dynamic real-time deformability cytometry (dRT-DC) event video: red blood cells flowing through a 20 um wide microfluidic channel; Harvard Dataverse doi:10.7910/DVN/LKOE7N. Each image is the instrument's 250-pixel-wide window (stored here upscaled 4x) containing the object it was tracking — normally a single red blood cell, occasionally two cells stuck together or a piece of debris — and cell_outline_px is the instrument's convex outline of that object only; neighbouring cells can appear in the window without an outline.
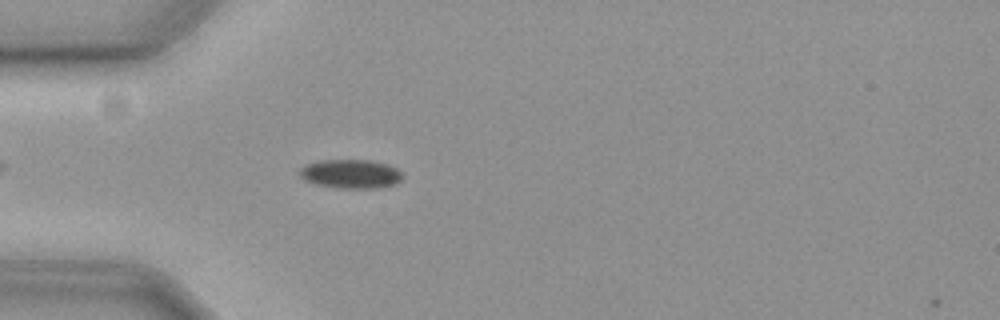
{"species": "common noctule bat (a hibernating species)", "species_latin": "Nyctalus noctula", "temperature_condition": "cold", "stored_images_in_passage": 48, "camera_frame_rate_fps": 3000, "um_per_image_px": 0.085, "animal": {"sex": "female", "body_mass_g": 19.3, "forearm_length_mm": 54.1}, "frame": {"image": 1, "passage_image": 8, "time_ms": 2.333, "image_size_px": [1000, 320], "cell_outline_px": [[404, 176], [396, 184], [376, 188], [340, 188], [316, 184], [304, 180], [296, 172], [304, 164], [316, 160], [368, 160], [388, 164], [396, 168]], "centroid_in_image_um": [29.76, 14.77], "position_along_channel_um": 55.2, "area_um2": 17.57}}
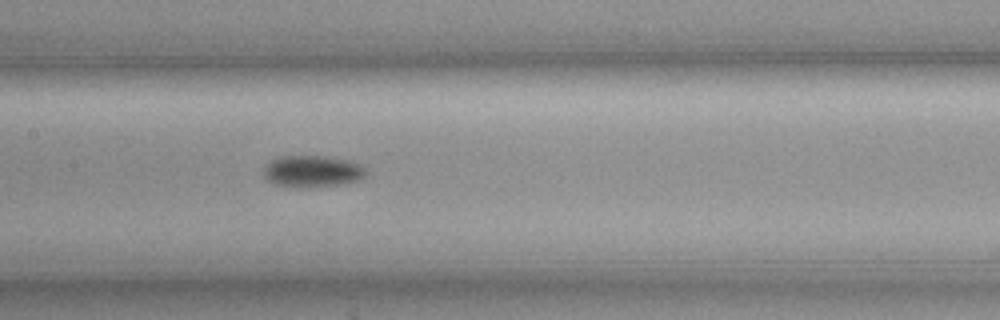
{"frame": {"image": 2, "passage_image": 19, "time_ms": 6.0, "image_size_px": [1000, 320], "cell_outline_px": [[368, 172], [364, 176], [356, 180], [340, 184], [296, 188], [276, 184], [268, 180], [264, 176], [264, 168], [272, 160], [280, 156], [324, 156], [352, 160], [360, 164]], "centroid_in_image_um": [26.56, 14.55], "position_along_channel_um": 180.8, "area_um2": 18.79}}
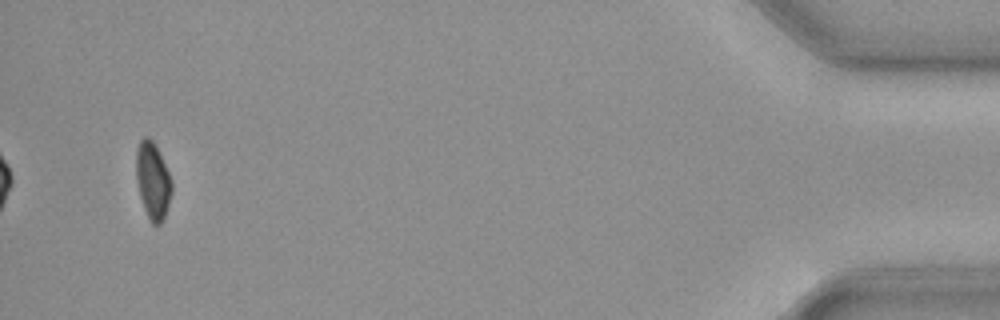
{"frame": {"image": 3, "passage_image": 46, "time_ms": 15.0, "image_size_px": [1000, 320], "cell_outline_px": [[172, 192], [164, 216], [160, 224], [152, 224], [148, 220], [140, 196], [136, 180], [136, 152], [140, 140], [144, 136], [148, 136], [152, 140], [172, 180]], "centroid_in_image_um": [12.97, 15.37], "position_along_channel_um": 422.2, "area_um2": 15.72}, "authors_computed_cell_mechanics": {"area_um2": 17.3689, "velocity_mm_per_s": 3.6381, "shape_relaxation_time_tau1_ms": 5.6587, "shape_relaxation_time_tau2_ms": null, "deformation_change_tau1": 0.0702, "deformation_change_tau2": null}}